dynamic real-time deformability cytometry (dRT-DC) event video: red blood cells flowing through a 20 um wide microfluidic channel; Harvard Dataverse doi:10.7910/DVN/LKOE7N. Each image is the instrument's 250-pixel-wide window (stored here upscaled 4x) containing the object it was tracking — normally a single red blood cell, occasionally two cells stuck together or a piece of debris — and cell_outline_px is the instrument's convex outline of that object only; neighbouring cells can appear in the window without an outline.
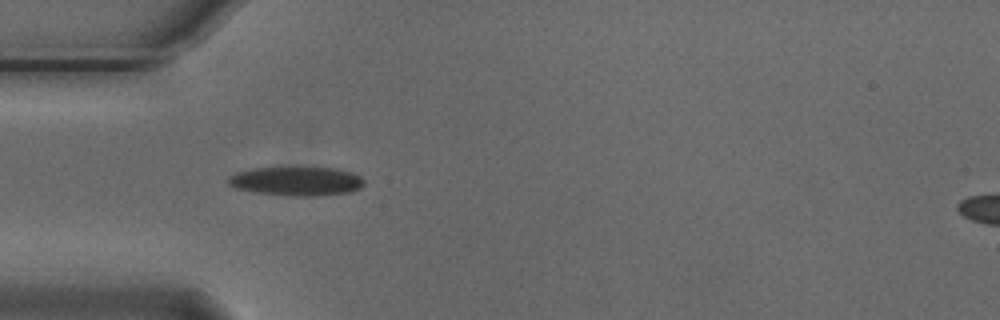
{"species": "Egyptian fruit bat (a non-hibernating species)", "species_latin": "Rousettus aegyptiacus", "temperature_condition": "cold", "stored_images_in_passage": 9, "camera_frame_rate_fps": 3000, "um_per_image_px": 0.085, "animal": {"sex": "male"}, "frame": {"image": 1, "passage_image": 4, "time_ms": 1.0, "image_size_px": [1000, 320], "cell_outline_px": [[364, 184], [360, 188], [352, 192], [316, 196], [296, 196], [256, 192], [236, 188], [228, 184], [228, 176], [236, 172], [252, 168], [336, 168], [352, 172], [360, 176], [364, 180]], "centroid_in_image_um": [25.22, 15.4], "position_along_channel_um": 59.8, "area_um2": 22.89}}
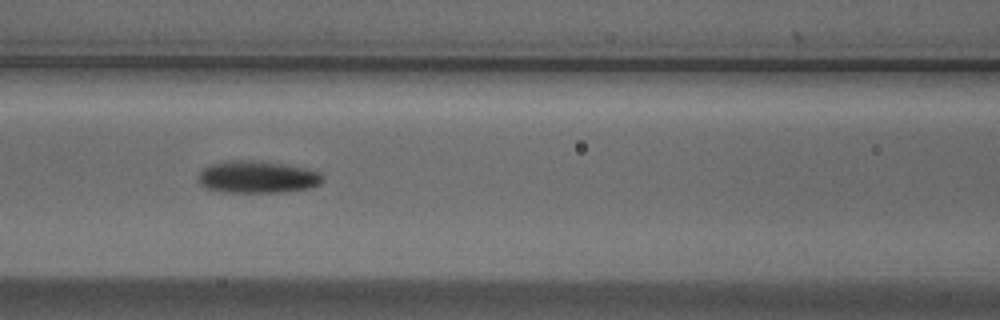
{"frame": {"image": 2, "passage_image": 6, "time_ms": 1.667, "image_size_px": [1000, 320], "cell_outline_px": [[324, 180], [320, 184], [308, 188], [280, 192], [224, 192], [204, 188], [196, 180], [196, 176], [208, 164], [232, 160], [252, 160], [284, 164], [304, 168], [320, 172], [324, 176]], "centroid_in_image_um": [21.83, 15.04], "position_along_channel_um": 144.8, "area_um2": 23.52}}
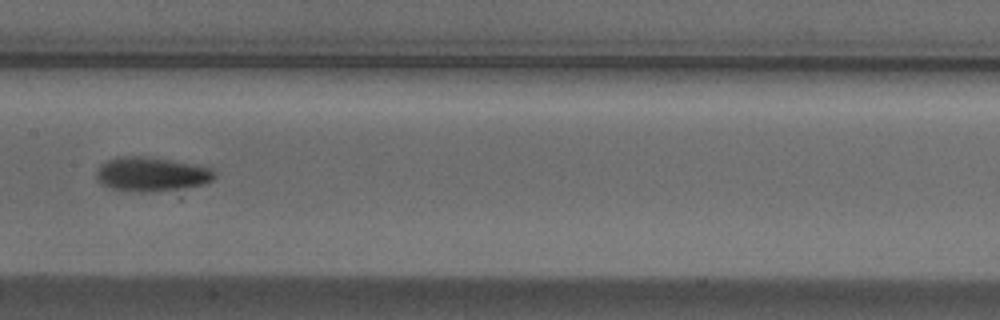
{"frame": {"image": 3, "passage_image": 7, "time_ms": 2.0, "image_size_px": [1000, 320], "cell_outline_px": [[216, 176], [212, 180], [204, 184], [176, 188], [140, 192], [112, 188], [100, 184], [96, 180], [96, 172], [100, 164], [116, 156], [152, 156], [196, 164], [212, 168], [216, 172]], "centroid_in_image_um": [12.86, 14.77], "position_along_channel_um": 194.5, "area_um2": 23.64}}